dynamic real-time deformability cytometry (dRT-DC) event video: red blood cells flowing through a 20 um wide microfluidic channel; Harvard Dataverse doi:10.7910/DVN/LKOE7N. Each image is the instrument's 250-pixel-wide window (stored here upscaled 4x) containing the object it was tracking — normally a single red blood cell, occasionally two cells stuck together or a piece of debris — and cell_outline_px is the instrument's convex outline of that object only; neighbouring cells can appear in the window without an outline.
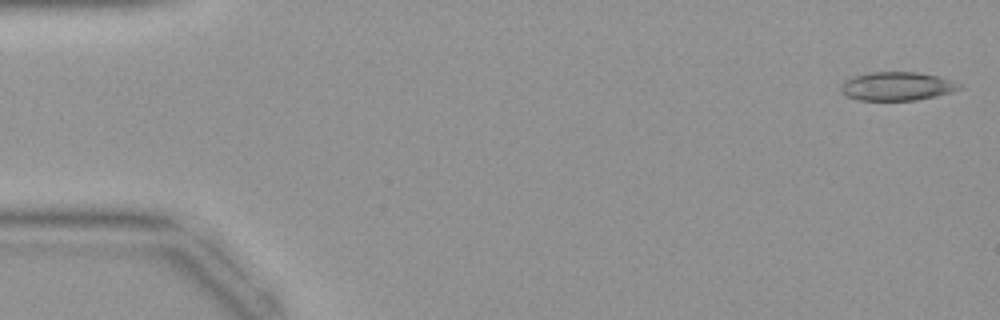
{"species": "common noctule bat (a hibernating species)", "species_latin": "Nyctalus noctula", "temperature_condition": "warm", "stored_images_in_passage": 43, "camera_frame_rate_fps": 3000, "um_per_image_px": 0.085, "animal": {"sex": "female", "body_mass_g": 19.9}, "frame": {"image": 1, "passage_image": 1, "time_ms": 0.0, "image_size_px": [1000, 320], "cell_outline_px": [[964, 88], [952, 92], [936, 96], [916, 100], [860, 100], [848, 96], [840, 92], [840, 84], [844, 80], [868, 72], [916, 72], [936, 76], [964, 84]], "centroid_in_image_um": [76.26, 7.33], "position_along_channel_um": 8.7, "area_um2": 19.83}}
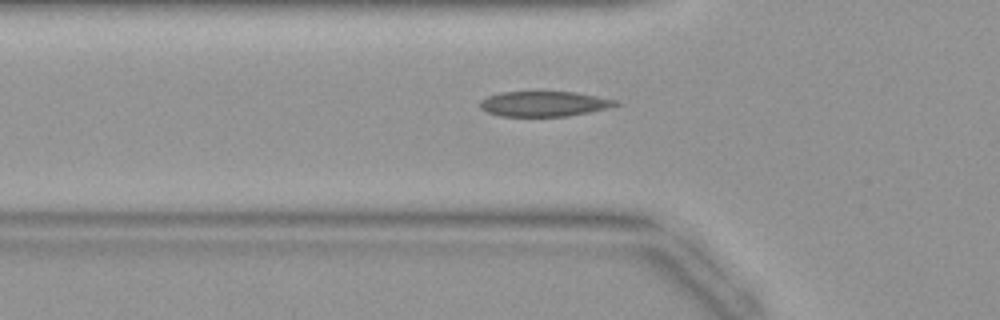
{"frame": {"image": 2, "passage_image": 14, "time_ms": 4.333, "image_size_px": [1000, 320], "cell_outline_px": [[620, 104], [588, 112], [568, 116], [500, 116], [488, 112], [480, 108], [476, 104], [480, 100], [488, 96], [500, 92], [576, 92], [620, 100]], "centroid_in_image_um": [46.21, 8.82], "position_along_channel_um": 79.6, "area_um2": 19.94}}
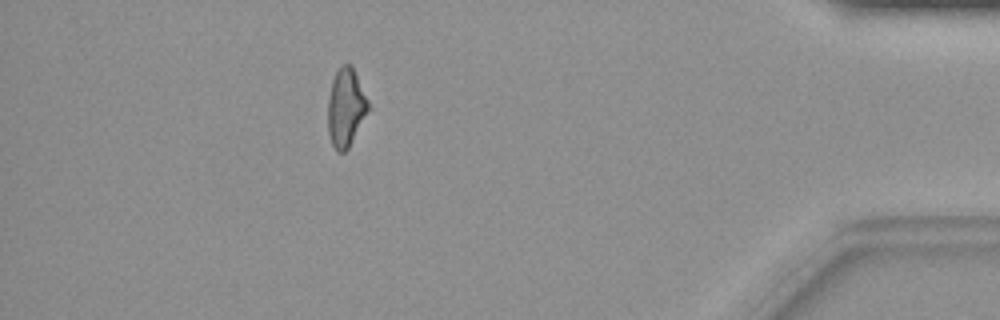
{"frame": {"image": 3, "passage_image": 38, "time_ms": 12.333, "image_size_px": [1000, 320], "cell_outline_px": [[372, 108], [348, 148], [344, 152], [336, 152], [332, 144], [328, 132], [328, 96], [332, 80], [336, 72], [344, 64], [352, 64]], "centroid_in_image_um": [29.43, 9.15], "position_along_channel_um": 405.8, "area_um2": 18.79}}